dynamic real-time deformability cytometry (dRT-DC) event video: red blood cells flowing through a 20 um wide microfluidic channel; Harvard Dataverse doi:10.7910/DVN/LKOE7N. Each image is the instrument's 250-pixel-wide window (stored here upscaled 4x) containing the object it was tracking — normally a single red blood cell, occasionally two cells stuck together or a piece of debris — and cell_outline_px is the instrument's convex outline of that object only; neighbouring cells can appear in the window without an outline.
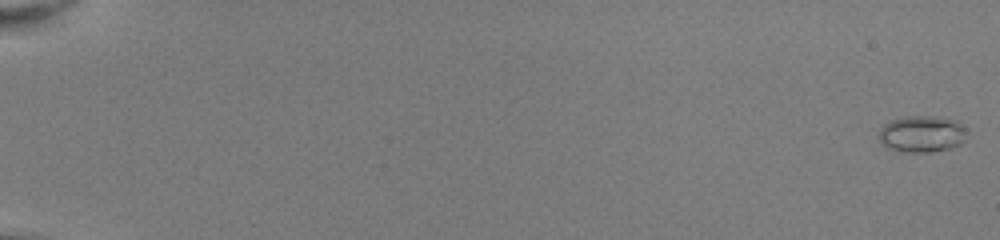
{"species": "common noctule bat (a hibernating species)", "species_latin": "Nyctalus noctula", "temperature_condition": "room temperature", "stored_images_in_passage": 53, "camera_frame_rate_fps": 3000, "um_per_image_px": 0.085, "animal": {"sex": "female", "body_mass_g": 22.0, "forearm_length_mm": 56.7}, "frame": {"image": 1, "passage_image": 1, "time_ms": 0.0, "image_size_px": [1000, 240], "cell_outline_px": [[964, 140], [960, 144], [948, 148], [932, 152], [900, 152], [884, 148], [880, 140], [880, 128], [884, 124], [892, 120], [908, 116], [932, 116], [956, 120], [964, 128]], "centroid_in_image_um": [78.31, 11.4], "position_along_channel_um": 6.7, "area_um2": 18.67}}
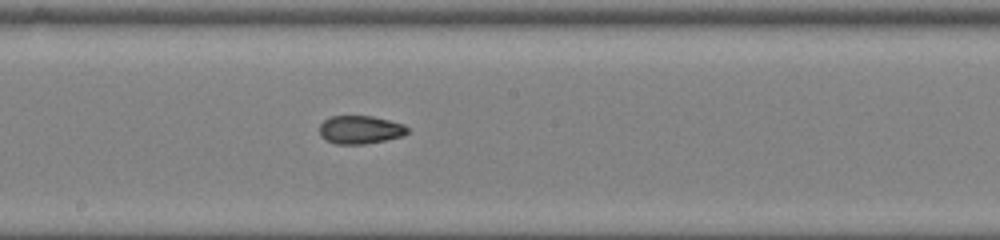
{"frame": {"image": 2, "passage_image": 32, "time_ms": 10.333, "image_size_px": [1000, 240], "cell_outline_px": [[408, 132], [404, 136], [364, 144], [336, 144], [324, 140], [320, 136], [320, 124], [324, 120], [332, 116], [372, 116], [404, 124], [408, 128]], "centroid_in_image_um": [30.61, 11.03], "position_along_channel_um": 217.6, "area_um2": 14.51}}
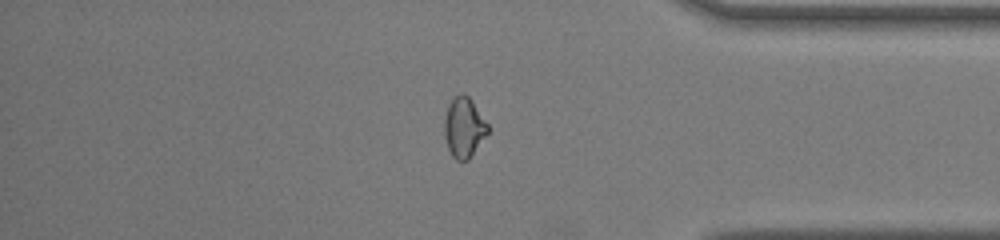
{"frame": {"image": 3, "passage_image": 46, "time_ms": 15.0, "image_size_px": [1000, 240], "cell_outline_px": [[488, 132], [468, 160], [456, 160], [452, 156], [448, 148], [444, 136], [444, 120], [448, 104], [460, 92], [464, 92], [472, 100], [488, 124]], "centroid_in_image_um": [39.42, 10.81], "position_along_channel_um": 395.8, "area_um2": 15.14}, "authors_computed_cell_mechanics": {"area_um2": 15.2592, "velocity_mm_per_s": 4.0683, "shape_relaxation_time_tau1_ms": null, "shape_relaxation_time_tau2_ms": 1.8817, "deformation_change_tau1": null, "deformation_change_tau2": 0.0734}}